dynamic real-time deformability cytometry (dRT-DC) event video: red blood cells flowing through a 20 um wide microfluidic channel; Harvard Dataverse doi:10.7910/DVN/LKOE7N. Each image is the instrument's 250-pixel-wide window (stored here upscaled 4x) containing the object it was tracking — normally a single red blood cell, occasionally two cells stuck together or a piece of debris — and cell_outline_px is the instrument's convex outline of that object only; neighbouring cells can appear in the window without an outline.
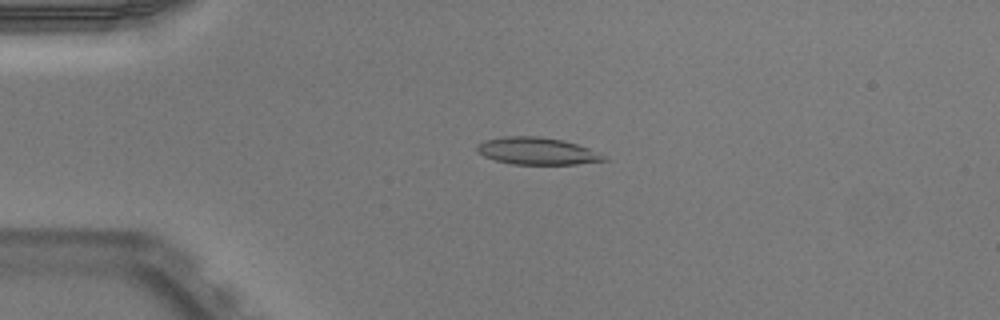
{"species": "Egyptian fruit bat (a non-hibernating species)", "species_latin": "Rousettus aegyptiacus", "temperature_condition": "warm", "stored_images_in_passage": 49, "camera_frame_rate_fps": 3000, "um_per_image_px": 0.085, "animal": {"sex": "male"}, "frame": {"image": 1, "passage_image": 11, "time_ms": 3.333, "image_size_px": [1000, 320], "cell_outline_px": [[608, 160], [576, 164], [512, 164], [496, 160], [484, 156], [476, 152], [476, 144], [484, 140], [504, 136], [540, 136], [564, 140], [588, 148], [604, 156]], "centroid_in_image_um": [45.59, 12.83], "position_along_channel_um": 39.4, "area_um2": 20.06}}
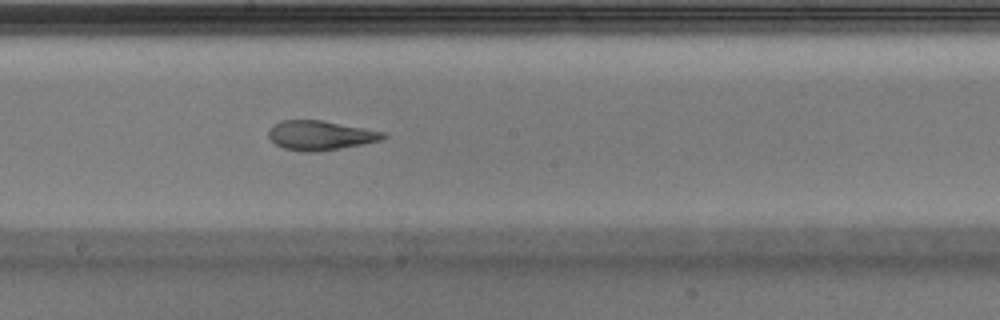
{"frame": {"image": 2, "passage_image": 27, "time_ms": 8.667, "image_size_px": [1000, 320], "cell_outline_px": [[388, 136], [380, 140], [340, 148], [316, 152], [300, 152], [284, 148], [276, 144], [268, 136], [268, 128], [272, 124], [280, 120], [320, 120], [364, 128], [384, 132]], "centroid_in_image_um": [27.16, 11.5], "position_along_channel_um": 221.0, "area_um2": 19.59}}
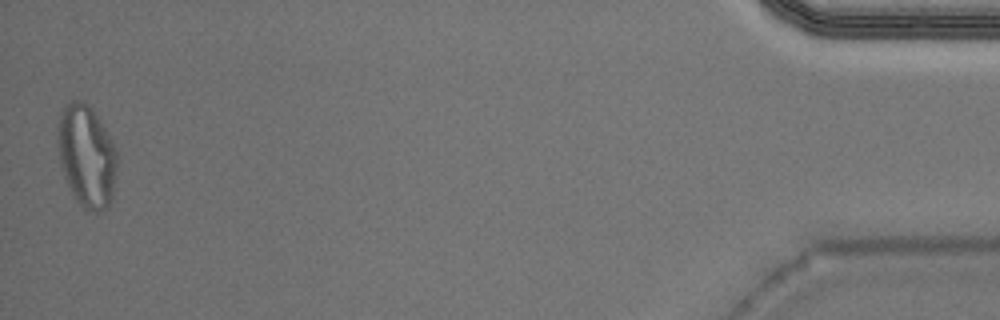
{"frame": {"image": 3, "passage_image": 49, "time_ms": 16.0, "image_size_px": [1000, 320], "cell_outline_px": [[116, 172], [112, 196], [108, 204], [104, 208], [96, 212], [84, 208], [76, 200], [64, 176], [60, 164], [56, 140], [56, 128], [64, 104], [72, 100], [84, 100], [92, 108], [112, 140], [116, 152]], "centroid_in_image_um": [7.32, 13.2], "position_along_channel_um": 427.9, "area_um2": 35.37}, "authors_computed_cell_mechanics": {"area_um2": 20.1722, "velocity_mm_per_s": 4.0137, "shape_relaxation_time_tau1_ms": null, "shape_relaxation_time_tau2_ms": 2.0611, "deformation_change_tau1": null, "deformation_change_tau2": 0.1119}}